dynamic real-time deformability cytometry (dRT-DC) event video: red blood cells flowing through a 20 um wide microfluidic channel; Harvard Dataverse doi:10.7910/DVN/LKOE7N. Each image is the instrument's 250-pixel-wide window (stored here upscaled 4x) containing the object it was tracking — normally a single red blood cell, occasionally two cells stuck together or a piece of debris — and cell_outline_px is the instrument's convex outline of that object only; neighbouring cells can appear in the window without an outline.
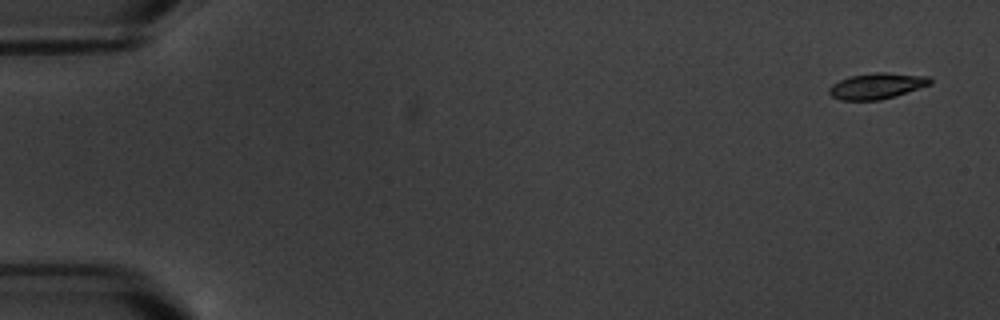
{"species": "common noctule bat (a hibernating species)", "species_latin": "Nyctalus noctula", "temperature_condition": "warm", "stored_images_in_passage": 7, "camera_frame_rate_fps": 3000, "um_per_image_px": 0.085, "animal": {"sex": "male", "body_mass_g": 20.1, "forearm_length_mm": 53.5}, "frame": {"image": 1, "passage_image": 1, "time_ms": 0.0, "image_size_px": [1000, 320], "cell_outline_px": [[932, 84], [896, 96], [880, 100], [840, 100], [832, 96], [828, 92], [828, 88], [832, 84], [848, 76], [876, 72], [888, 72], [928, 76], [932, 80]], "centroid_in_image_um": [74.54, 7.3], "position_along_channel_um": 10.5, "area_um2": 15.43}}
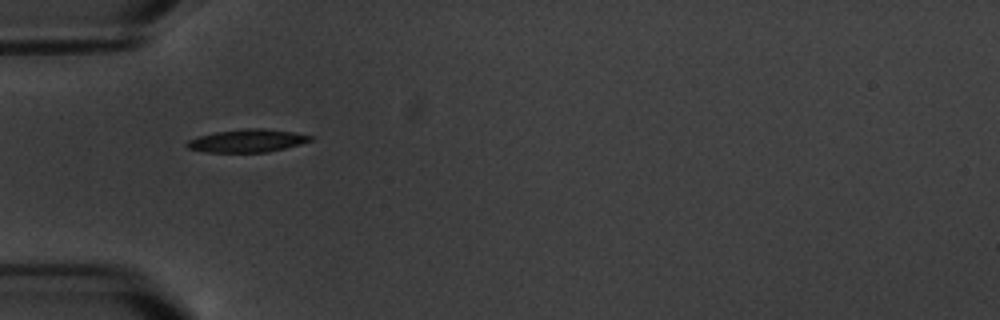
{"frame": {"image": 2, "passage_image": 5, "time_ms": 5.667, "image_size_px": [1000, 320], "cell_outline_px": [[316, 136], [312, 140], [300, 144], [268, 152], [204, 152], [188, 148], [184, 144], [188, 140], [200, 136], [216, 132], [244, 128], [264, 128], [292, 132]], "centroid_in_image_um": [21.03, 11.96], "position_along_channel_um": 64.0, "area_um2": 16.47}}
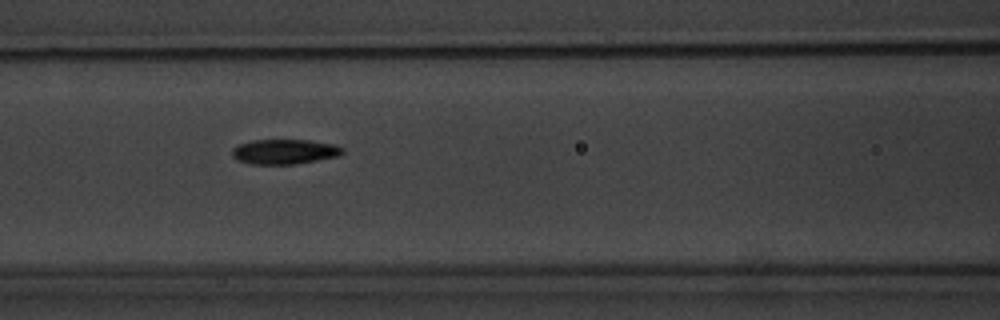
{"frame": {"image": 3, "passage_image": 7, "time_ms": 8.0, "image_size_px": [1000, 320], "cell_outline_px": [[344, 152], [340, 156], [296, 164], [248, 164], [236, 160], [232, 156], [232, 148], [240, 144], [252, 140], [308, 140], [332, 144], [344, 148]], "centroid_in_image_um": [24.17, 12.9], "position_along_channel_um": 142.4, "area_um2": 16.13}}